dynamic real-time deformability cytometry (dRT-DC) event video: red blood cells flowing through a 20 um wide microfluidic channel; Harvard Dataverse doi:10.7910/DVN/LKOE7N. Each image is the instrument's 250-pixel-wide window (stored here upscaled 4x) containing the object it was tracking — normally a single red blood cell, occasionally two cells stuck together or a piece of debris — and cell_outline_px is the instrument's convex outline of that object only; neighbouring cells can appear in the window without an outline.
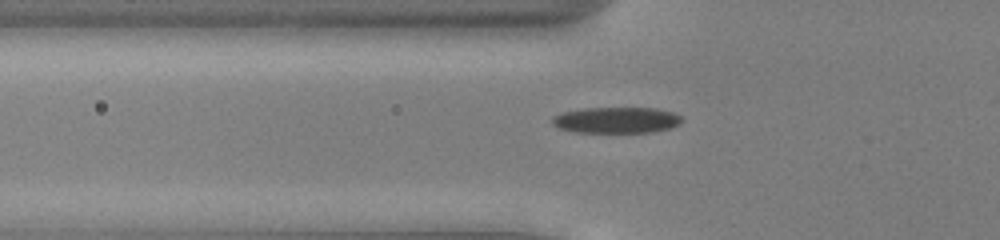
{"species": "common noctule bat (a hibernating species)", "species_latin": "Nyctalus noctula", "temperature_condition": "cold", "stored_images_in_passage": 39, "camera_frame_rate_fps": 3000, "um_per_image_px": 0.085, "animal": {"sex": "male", "body_mass_g": 13.0, "forearm_length_mm": 53.1}, "frame": {"image": 1, "passage_image": 5, "time_ms": 1.333, "image_size_px": [1000, 240], "cell_outline_px": [[684, 120], [680, 124], [672, 128], [652, 132], [576, 132], [560, 128], [552, 124], [552, 116], [564, 112], [584, 108], [656, 108], [672, 112], [680, 116]], "centroid_in_image_um": [52.43, 10.21], "position_along_channel_um": 73.4, "area_um2": 19.71}}
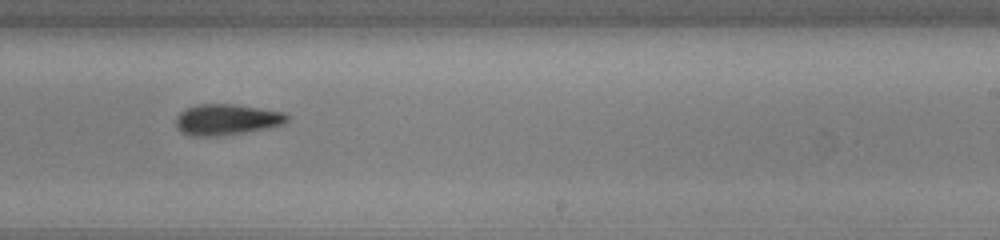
{"frame": {"image": 2, "passage_image": 20, "time_ms": 6.333, "image_size_px": [1000, 240], "cell_outline_px": [[288, 120], [284, 124], [268, 128], [244, 132], [216, 136], [192, 136], [180, 132], [176, 128], [176, 116], [184, 108], [196, 104], [232, 104], [260, 108], [284, 112], [288, 116]], "centroid_in_image_um": [19.23, 10.16], "position_along_channel_um": 269.8, "area_um2": 20.17}}
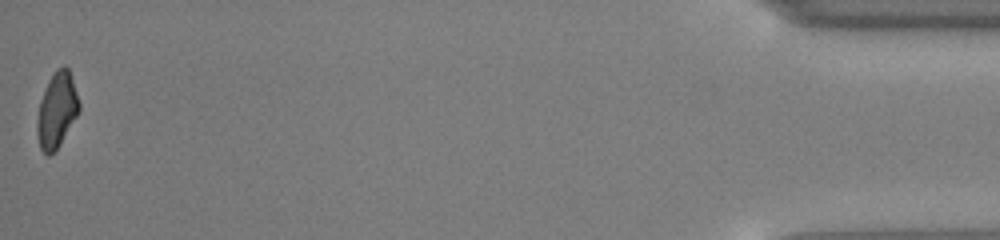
{"frame": {"image": 3, "passage_image": 39, "time_ms": 12.667, "image_size_px": [1000, 240], "cell_outline_px": [[80, 108], [76, 116], [60, 144], [48, 156], [40, 148], [36, 132], [36, 124], [40, 100], [48, 80], [56, 68], [64, 64], [68, 68], [80, 104]], "centroid_in_image_um": [4.81, 9.33], "position_along_channel_um": 430.4, "area_um2": 18.21}, "authors_computed_cell_mechanics": {"area_um2": 19.4786, "velocity_mm_per_s": 3.9426, "shape_relaxation_time_tau1_ms": 2.8024, "shape_relaxation_time_tau2_ms": 5.7605, "deformation_change_tau1": 0.1156, "deformation_change_tau2": 0.1494}}